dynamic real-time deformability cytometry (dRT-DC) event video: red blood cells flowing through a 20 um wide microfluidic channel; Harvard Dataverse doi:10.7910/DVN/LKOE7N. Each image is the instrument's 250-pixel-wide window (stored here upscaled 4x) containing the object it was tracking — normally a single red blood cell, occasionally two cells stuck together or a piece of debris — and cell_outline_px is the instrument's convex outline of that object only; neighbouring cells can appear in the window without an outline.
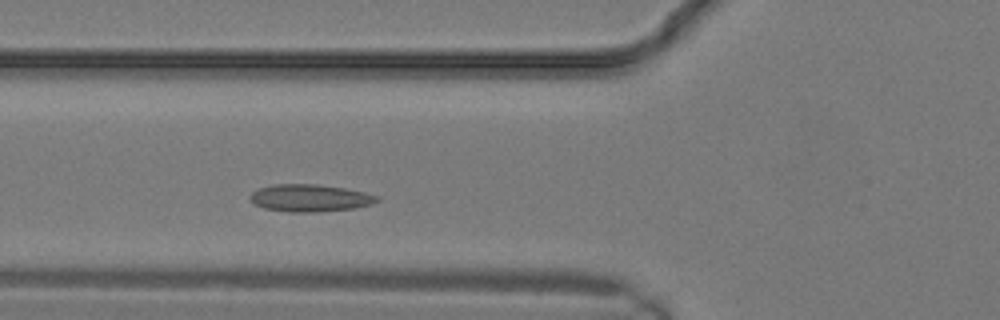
{"species": "common noctule bat (a hibernating species)", "species_latin": "Nyctalus noctula", "temperature_condition": "warm", "stored_images_in_passage": 5, "camera_frame_rate_fps": 3000, "um_per_image_px": 0.085, "animal": {"sex": "male", "body_mass_g": 19.2, "forearm_length_mm": 51.8}, "frame": {"image": 1, "passage_image": 5, "time_ms": 1.333, "image_size_px": [1000, 320], "cell_outline_px": [[380, 200], [372, 204], [352, 208], [316, 212], [288, 212], [264, 208], [256, 204], [252, 200], [252, 192], [260, 188], [272, 184], [316, 184], [344, 188], [364, 192], [376, 196]], "centroid_in_image_um": [26.35, 16.83], "position_along_channel_um": 99.4, "area_um2": 19.88}}